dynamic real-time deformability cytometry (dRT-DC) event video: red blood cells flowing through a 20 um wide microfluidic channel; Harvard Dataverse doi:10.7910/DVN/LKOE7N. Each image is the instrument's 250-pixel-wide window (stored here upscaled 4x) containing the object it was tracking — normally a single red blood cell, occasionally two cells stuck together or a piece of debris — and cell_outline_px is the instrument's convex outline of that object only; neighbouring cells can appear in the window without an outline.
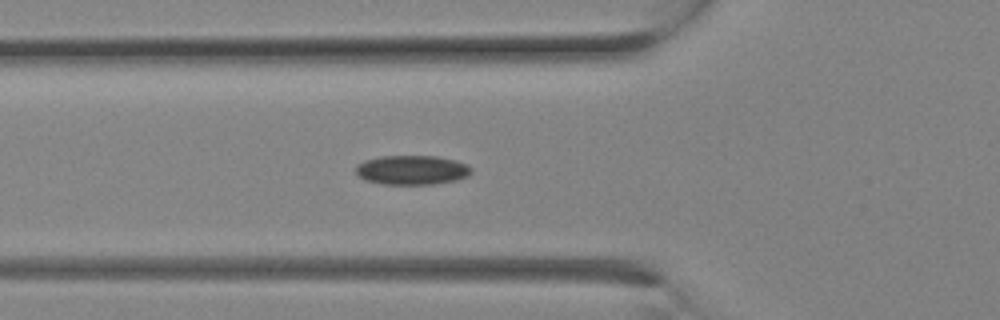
{"species": "Egyptian fruit bat (a non-hibernating species)", "species_latin": "Rousettus aegyptiacus", "temperature_condition": "room temperature", "stored_images_in_passage": 8, "camera_frame_rate_fps": 3000, "um_per_image_px": 0.085, "animal": {"sex": "female"}, "frame": {"image": 1, "passage_image": 6, "time_ms": 1.667, "image_size_px": [1000, 320], "cell_outline_px": [[472, 172], [468, 176], [456, 180], [432, 184], [384, 184], [364, 180], [356, 172], [356, 164], [364, 160], [380, 156], [436, 156], [456, 160], [468, 164], [472, 168]], "centroid_in_image_um": [35.03, 14.44], "position_along_channel_um": 90.8, "area_um2": 19.88}}
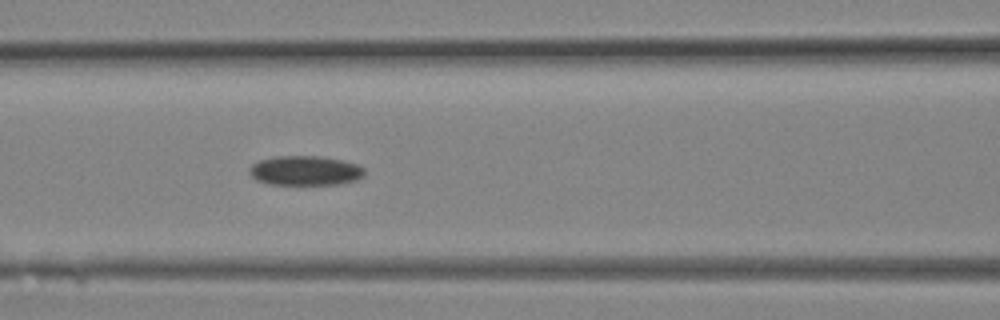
{"frame": {"image": 2, "passage_image": 8, "time_ms": 2.333, "image_size_px": [1000, 320], "cell_outline_px": [[364, 176], [356, 180], [340, 184], [268, 184], [256, 180], [248, 172], [248, 168], [252, 164], [260, 160], [272, 156], [320, 156], [340, 160], [356, 164], [364, 168]], "centroid_in_image_um": [25.91, 14.5], "position_along_channel_um": 140.7, "area_um2": 19.88}}